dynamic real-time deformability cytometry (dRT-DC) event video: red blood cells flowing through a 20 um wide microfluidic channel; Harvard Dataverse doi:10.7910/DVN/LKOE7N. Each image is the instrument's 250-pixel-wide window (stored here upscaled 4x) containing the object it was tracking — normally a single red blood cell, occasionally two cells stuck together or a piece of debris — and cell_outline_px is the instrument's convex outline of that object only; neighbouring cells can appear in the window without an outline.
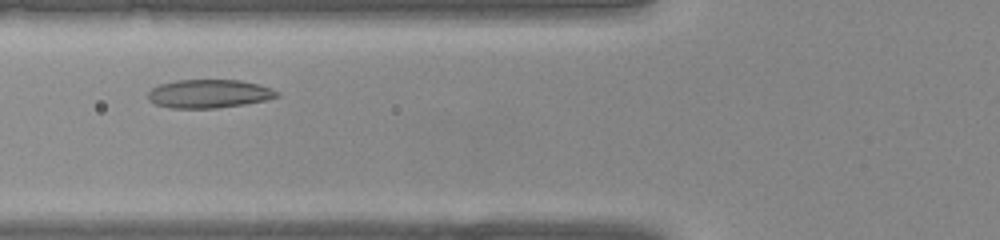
{"species": "common noctule bat (a hibernating species)", "species_latin": "Nyctalus noctula", "temperature_condition": "warm", "stored_images_in_passage": 26, "camera_frame_rate_fps": 3000, "um_per_image_px": 0.085, "animal": {"sex": "female", "body_mass_g": 22.0, "forearm_length_mm": 56.7}, "frame": {"image": 1, "passage_image": 7, "time_ms": 2.0, "image_size_px": [1000, 240], "cell_outline_px": [[280, 96], [264, 100], [244, 104], [216, 108], [172, 108], [156, 104], [148, 100], [148, 92], [152, 88], [160, 84], [176, 80], [240, 80], [260, 84], [272, 88], [280, 92]], "centroid_in_image_um": [17.78, 7.96], "position_along_channel_um": 108.0, "area_um2": 21.44}}
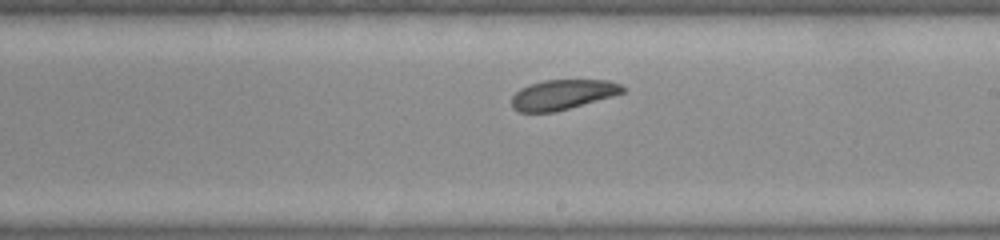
{"frame": {"image": 2, "passage_image": 15, "time_ms": 4.667, "image_size_px": [1000, 240], "cell_outline_px": [[628, 88], [624, 92], [612, 96], [556, 112], [520, 112], [512, 108], [512, 96], [520, 88], [528, 84], [544, 80], [608, 80], [620, 84]], "centroid_in_image_um": [47.82, 8.04], "position_along_channel_um": 241.2, "area_um2": 19.48}}
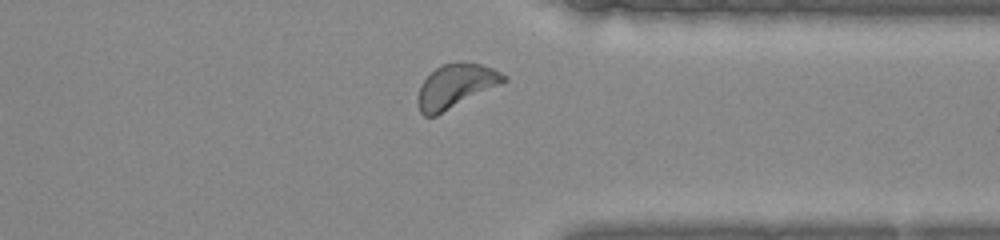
{"frame": {"image": 3, "passage_image": 23, "time_ms": 7.333, "image_size_px": [1000, 240], "cell_outline_px": [[508, 80], [436, 116], [424, 116], [420, 112], [416, 104], [416, 96], [420, 84], [440, 64], [460, 60], [464, 60], [480, 64], [492, 68], [508, 76]], "centroid_in_image_um": [38.69, 7.29], "position_along_channel_um": 372.7, "area_um2": 22.25}}